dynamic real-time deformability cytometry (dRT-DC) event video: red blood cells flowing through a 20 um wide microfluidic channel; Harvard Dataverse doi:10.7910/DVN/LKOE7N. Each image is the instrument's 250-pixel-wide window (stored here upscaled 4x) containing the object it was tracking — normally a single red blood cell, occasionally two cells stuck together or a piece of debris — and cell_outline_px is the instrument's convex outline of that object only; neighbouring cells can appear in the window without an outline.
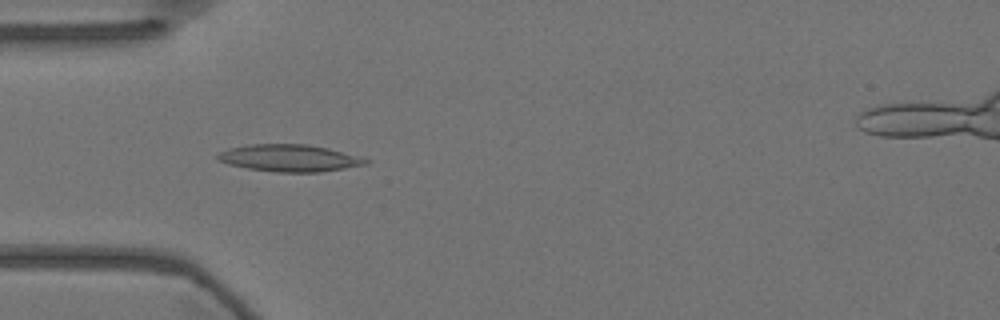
{"species": "Egyptian fruit bat (a non-hibernating species)", "species_latin": "Rousettus aegyptiacus", "temperature_condition": "warm", "stored_images_in_passage": 58, "segment_of_instrument_passage": [1, 2], "camera_frame_rate_fps": 3000, "um_per_image_px": 0.085, "animal": {"sex": "female"}, "frame": {"image": 1, "passage_image": 17, "time_ms": 5.333, "image_size_px": [1000, 320], "cell_outline_px": [[372, 160], [368, 164], [320, 172], [276, 172], [248, 168], [228, 164], [220, 160], [216, 156], [220, 152], [228, 148], [248, 144], [308, 144], [328, 148]], "centroid_in_image_um": [24.61, 13.43], "position_along_channel_um": 60.4, "area_um2": 23.24}}
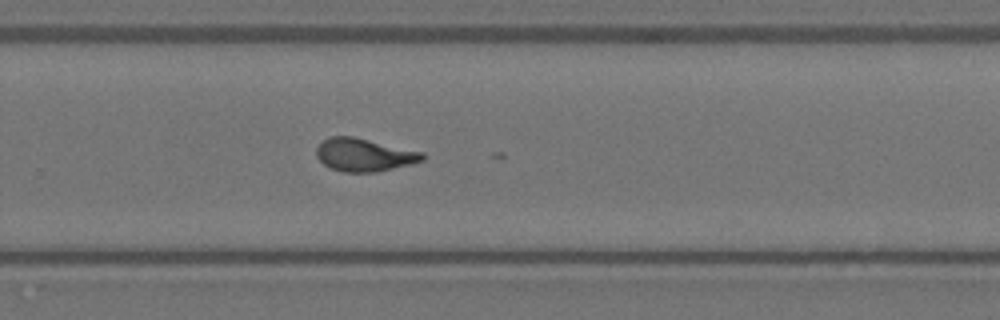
{"frame": {"image": 2, "passage_image": 37, "time_ms": 12.0, "image_size_px": [1000, 320], "cell_outline_px": [[424, 160], [376, 172], [344, 172], [332, 168], [324, 164], [316, 156], [316, 148], [328, 136], [352, 136], [424, 152]], "centroid_in_image_um": [30.93, 13.15], "position_along_channel_um": 298.9, "area_um2": 20.11}}
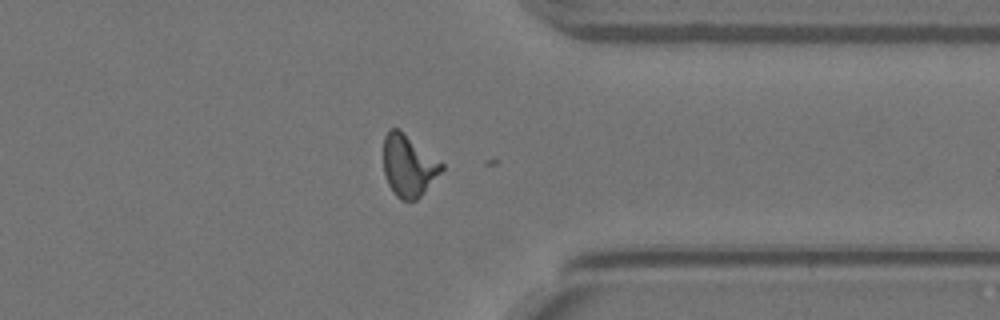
{"frame": {"image": 3, "passage_image": 44, "time_ms": 14.333, "image_size_px": [1000, 320], "cell_outline_px": [[444, 168], [420, 196], [416, 200], [400, 200], [396, 196], [388, 184], [384, 172], [384, 136], [388, 128], [400, 128], [444, 164]], "centroid_in_image_um": [34.71, 14.04], "position_along_channel_um": 376.7, "area_um2": 20.92}}